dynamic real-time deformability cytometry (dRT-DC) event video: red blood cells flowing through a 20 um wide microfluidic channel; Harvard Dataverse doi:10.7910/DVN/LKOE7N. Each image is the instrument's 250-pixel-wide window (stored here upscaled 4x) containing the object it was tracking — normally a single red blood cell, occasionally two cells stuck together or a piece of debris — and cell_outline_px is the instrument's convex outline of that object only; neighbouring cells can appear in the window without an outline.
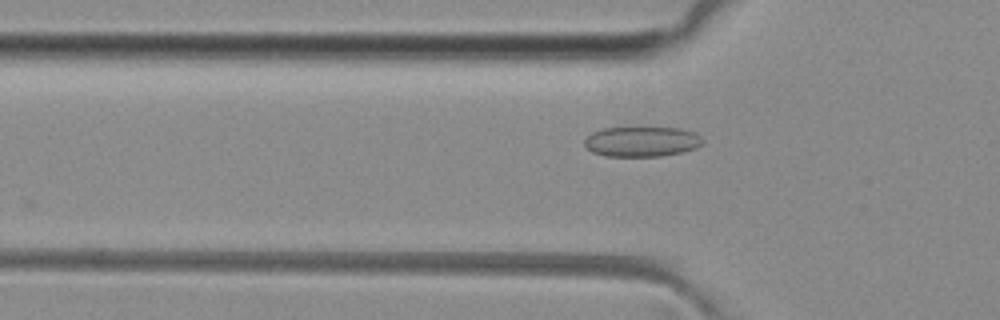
{"species": "common noctule bat (a hibernating species)", "species_latin": "Nyctalus noctula", "temperature_condition": "room temperature", "stored_images_in_passage": 34, "camera_frame_rate_fps": 3000, "um_per_image_px": 0.085, "animal": {"sex": "female", "body_mass_g": 29.2, "forearm_length_mm": 56.3}, "frame": {"image": 1, "passage_image": 5, "time_ms": 1.333, "image_size_px": [1000, 320], "cell_outline_px": [[704, 140], [696, 148], [680, 152], [660, 156], [604, 156], [592, 152], [584, 144], [584, 140], [592, 132], [604, 128], [680, 128], [696, 132]], "centroid_in_image_um": [54.55, 12.03], "position_along_channel_um": 71.3, "area_um2": 20.63}}
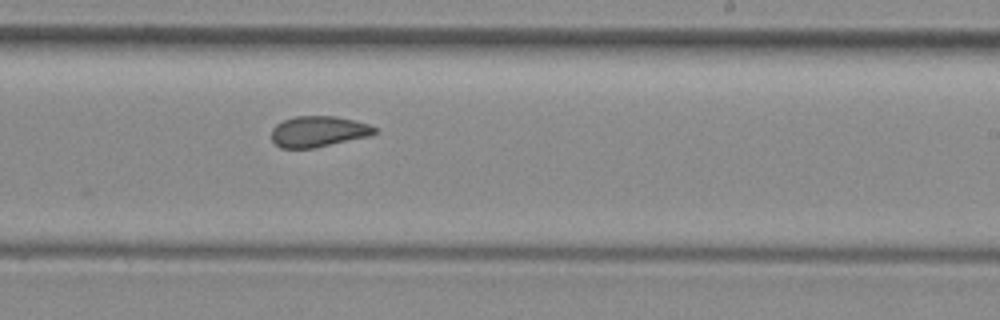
{"frame": {"image": 2, "passage_image": 19, "time_ms": 6.0, "image_size_px": [1000, 320], "cell_outline_px": [[376, 132], [368, 136], [312, 148], [280, 148], [272, 140], [272, 128], [276, 124], [284, 120], [296, 116], [336, 116], [368, 124], [376, 128]], "centroid_in_image_um": [27.02, 11.17], "position_along_channel_um": 262.0, "area_um2": 18.26}}
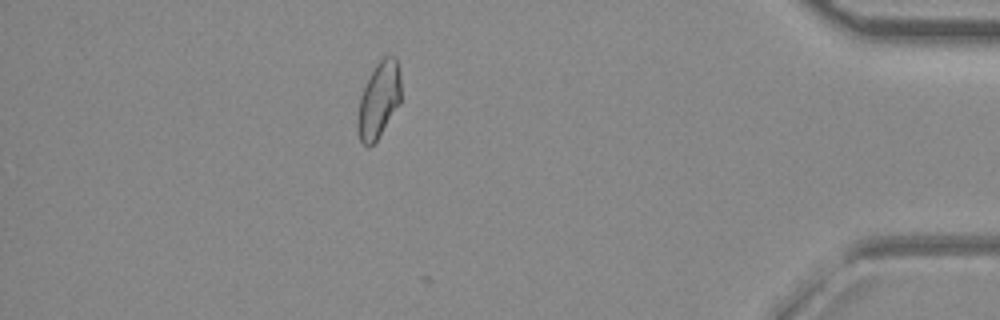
{"frame": {"image": 3, "passage_image": 33, "time_ms": 10.667, "image_size_px": [1000, 320], "cell_outline_px": [[400, 104], [376, 140], [368, 148], [360, 140], [356, 124], [360, 96], [376, 64], [384, 56], [396, 56], [400, 72]], "centroid_in_image_um": [32.2, 8.49], "position_along_channel_um": 403.0, "area_um2": 19.02}, "authors_computed_cell_mechanics": {"area_um2": 19.2185, "velocity_mm_per_s": 4.0723, "shape_relaxation_time_tau1_ms": null, "shape_relaxation_time_tau2_ms": 1.2868, "deformation_change_tau1": null, "deformation_change_tau2": 0.0632}}